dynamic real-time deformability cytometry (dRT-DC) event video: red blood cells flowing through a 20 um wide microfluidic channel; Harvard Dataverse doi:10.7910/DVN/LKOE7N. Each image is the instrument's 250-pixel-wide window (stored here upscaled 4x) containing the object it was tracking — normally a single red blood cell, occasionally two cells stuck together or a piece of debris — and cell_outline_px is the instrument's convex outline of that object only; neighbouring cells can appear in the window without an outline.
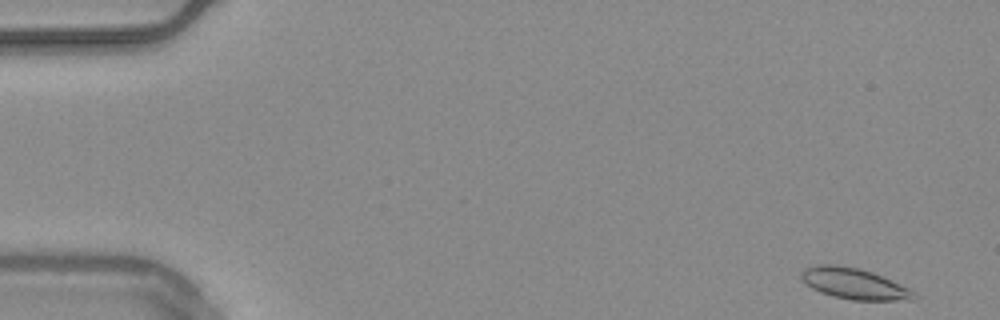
{"species": "common noctule bat (a hibernating species)", "species_latin": "Nyctalus noctula", "temperature_condition": "warm", "stored_images_in_passage": 53, "camera_frame_rate_fps": 3000, "um_per_image_px": 0.085, "animal": {"sex": "male", "body_mass_g": 20.4}, "frame": {"image": 1, "passage_image": 1, "time_ms": 0.0, "image_size_px": [1000, 320], "cell_outline_px": [[916, 300], [852, 300], [832, 296], [820, 292], [812, 288], [800, 276], [804, 268], [820, 264], [836, 264], [860, 268], [872, 272], [908, 288], [916, 292]], "centroid_in_image_um": [72.61, 24.11], "position_along_channel_um": 12.4, "area_um2": 20.23}}
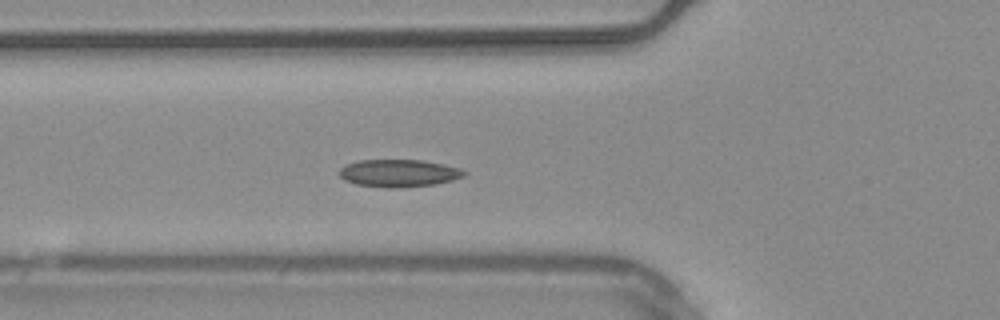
{"frame": {"image": 2, "passage_image": 18, "time_ms": 5.667, "image_size_px": [1000, 320], "cell_outline_px": [[468, 172], [464, 176], [452, 180], [436, 184], [400, 188], [388, 188], [356, 184], [344, 180], [340, 176], [340, 168], [344, 164], [360, 160], [424, 160], [444, 164], [460, 168]], "centroid_in_image_um": [33.91, 14.72], "position_along_channel_um": 91.9, "area_um2": 20.17}}
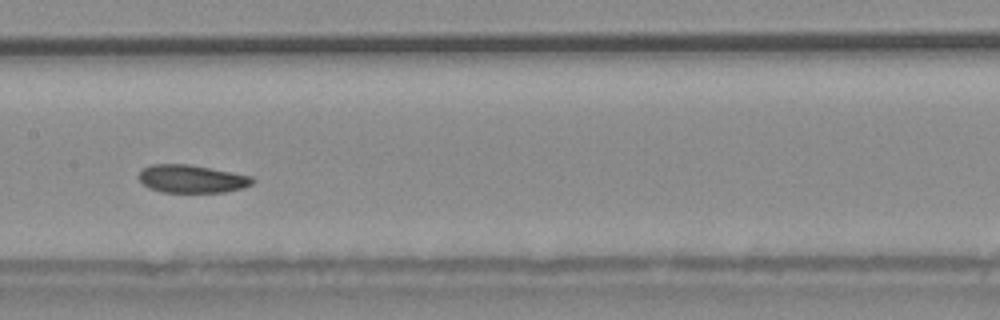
{"frame": {"image": 3, "passage_image": 26, "time_ms": 8.333, "image_size_px": [1000, 320], "cell_outline_px": [[256, 180], [252, 184], [244, 188], [224, 192], [160, 192], [148, 188], [136, 176], [144, 168], [152, 164], [188, 164], [252, 176]], "centroid_in_image_um": [16.3, 15.21], "position_along_channel_um": 191.1, "area_um2": 18.55}, "authors_computed_cell_mechanics": {"area_um2": 19.2474, "velocity_mm_per_s": 3.6969, "shape_relaxation_time_tau1_ms": null, "shape_relaxation_time_tau2_ms": 3.4153, "deformation_change_tau1": null, "deformation_change_tau2": 0.0745}}